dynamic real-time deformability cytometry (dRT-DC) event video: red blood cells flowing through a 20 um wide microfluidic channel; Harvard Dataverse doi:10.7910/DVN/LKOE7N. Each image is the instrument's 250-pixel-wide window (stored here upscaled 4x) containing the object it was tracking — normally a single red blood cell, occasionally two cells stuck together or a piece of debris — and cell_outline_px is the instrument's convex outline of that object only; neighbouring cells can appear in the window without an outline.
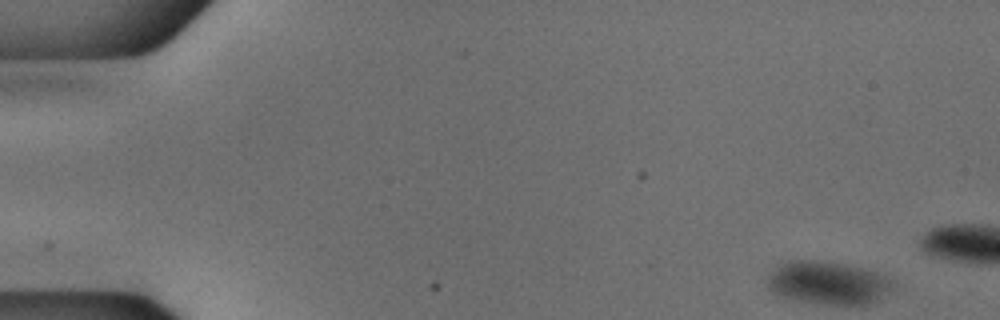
{"species": "common noctule bat (a hibernating species)", "species_latin": "Nyctalus noctula", "temperature_condition": "cold", "stored_images_in_passage": 12, "camera_frame_rate_fps": 3000, "um_per_image_px": 0.085, "animal": {"sex": "male", "body_mass_g": 18.8}, "frame": {"image": 1, "passage_image": 1, "time_ms": 0.0, "image_size_px": [1000, 320], "cell_outline_px": [[888, 288], [876, 300], [868, 304], [816, 304], [784, 296], [768, 288], [768, 276], [780, 264], [788, 260], [812, 260], [844, 264], [860, 268], [872, 272], [888, 280]], "centroid_in_image_um": [70.25, 24.04], "position_along_channel_um": 14.8, "area_um2": 30.0}}